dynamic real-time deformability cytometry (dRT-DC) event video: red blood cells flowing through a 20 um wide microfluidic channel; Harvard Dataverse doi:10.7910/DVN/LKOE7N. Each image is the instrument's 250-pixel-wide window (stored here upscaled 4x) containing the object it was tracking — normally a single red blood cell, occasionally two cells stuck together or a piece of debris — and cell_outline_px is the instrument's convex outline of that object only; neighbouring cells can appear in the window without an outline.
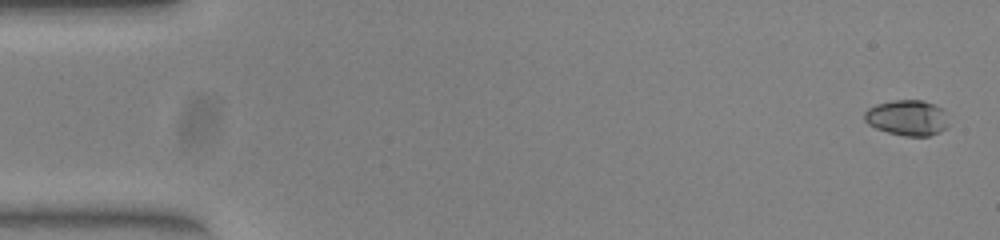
{"species": "common noctule bat (a hibernating species)", "species_latin": "Nyctalus noctula", "temperature_condition": "warm", "stored_images_in_passage": 53, "camera_frame_rate_fps": 3000, "um_per_image_px": 0.085, "animal": {"sex": "female", "body_mass_g": 23.0, "forearm_length_mm": 53.4}, "frame": {"image": 1, "passage_image": 2, "time_ms": 0.333, "image_size_px": [1000, 240], "cell_outline_px": [[948, 128], [940, 132], [928, 136], [904, 136], [888, 132], [876, 128], [868, 124], [864, 120], [864, 112], [868, 108], [876, 104], [892, 100], [924, 100], [936, 104], [944, 108], [948, 112]], "centroid_in_image_um": [77.17, 10.0], "position_along_channel_um": 7.8, "area_um2": 17.92}}
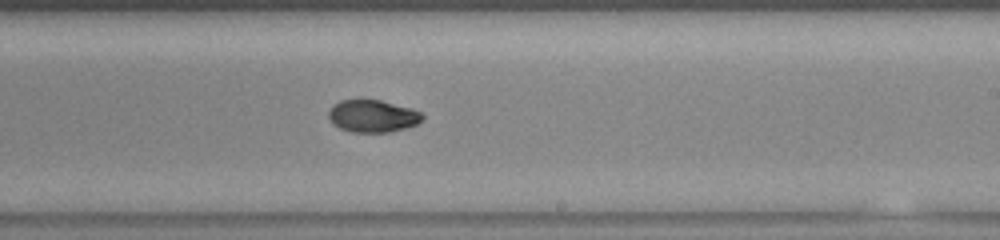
{"frame": {"image": 2, "passage_image": 32, "time_ms": 10.333, "image_size_px": [1000, 240], "cell_outline_px": [[424, 116], [416, 124], [404, 128], [388, 132], [352, 132], [340, 128], [328, 116], [328, 112], [332, 104], [340, 100], [380, 100], [412, 108], [424, 112]], "centroid_in_image_um": [31.69, 9.85], "position_along_channel_um": 257.3, "area_um2": 17.57}}
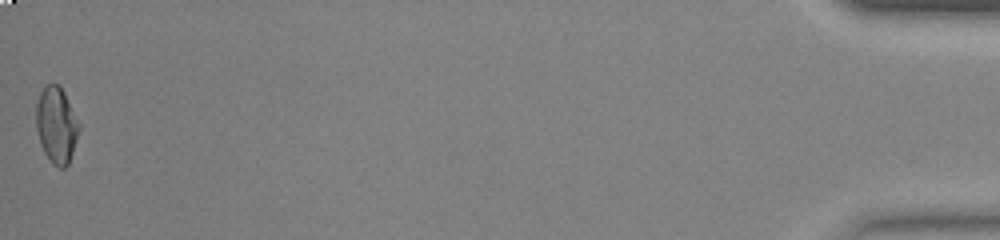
{"frame": {"image": 3, "passage_image": 53, "time_ms": 17.333, "image_size_px": [1000, 240], "cell_outline_px": [[80, 128], [68, 164], [64, 168], [60, 168], [52, 164], [44, 152], [40, 144], [36, 128], [36, 104], [40, 92], [48, 84], [56, 84], [64, 92], [80, 124]], "centroid_in_image_um": [4.78, 10.65], "position_along_channel_um": 430.4, "area_um2": 18.9}, "authors_computed_cell_mechanics": {"area_um2": 17.9758, "velocity_mm_per_s": 3.9239, "shape_relaxation_time_tau1_ms": null, "shape_relaxation_time_tau2_ms": 6.0119, "deformation_change_tau1": null, "deformation_change_tau2": 0.061}}